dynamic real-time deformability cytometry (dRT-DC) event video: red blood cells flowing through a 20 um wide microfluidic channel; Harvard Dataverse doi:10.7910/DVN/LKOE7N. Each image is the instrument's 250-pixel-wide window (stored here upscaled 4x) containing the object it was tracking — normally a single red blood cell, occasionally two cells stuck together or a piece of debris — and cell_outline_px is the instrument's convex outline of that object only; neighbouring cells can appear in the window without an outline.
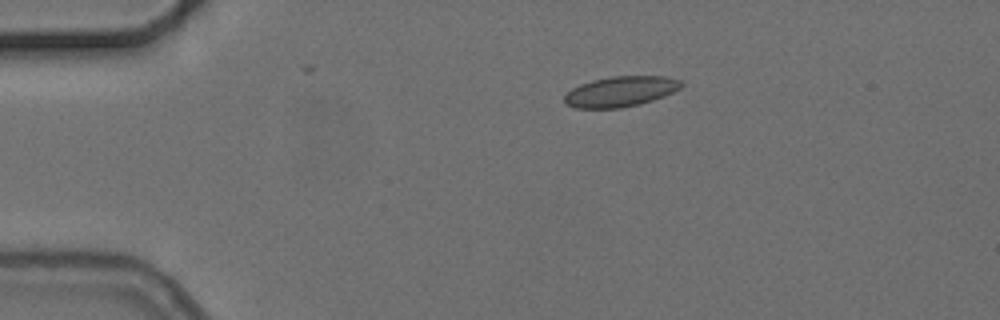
{"species": "common noctule bat (a hibernating species)", "species_latin": "Nyctalus noctula", "temperature_condition": "cold", "stored_images_in_passage": 3, "camera_frame_rate_fps": 3000, "um_per_image_px": 0.085, "animal": {"sex": "female", "body_mass_g": 24.6, "forearm_length_mm": 56.2}, "frame": {"image": 1, "passage_image": 3, "time_ms": 3.333, "image_size_px": [1000, 320], "cell_outline_px": [[684, 84], [680, 88], [664, 96], [640, 104], [620, 108], [576, 108], [568, 104], [564, 100], [564, 96], [572, 88], [580, 84], [592, 80], [612, 76], [664, 76], [680, 80]], "centroid_in_image_um": [52.75, 7.77], "position_along_channel_um": 32.2, "area_um2": 20.58}}